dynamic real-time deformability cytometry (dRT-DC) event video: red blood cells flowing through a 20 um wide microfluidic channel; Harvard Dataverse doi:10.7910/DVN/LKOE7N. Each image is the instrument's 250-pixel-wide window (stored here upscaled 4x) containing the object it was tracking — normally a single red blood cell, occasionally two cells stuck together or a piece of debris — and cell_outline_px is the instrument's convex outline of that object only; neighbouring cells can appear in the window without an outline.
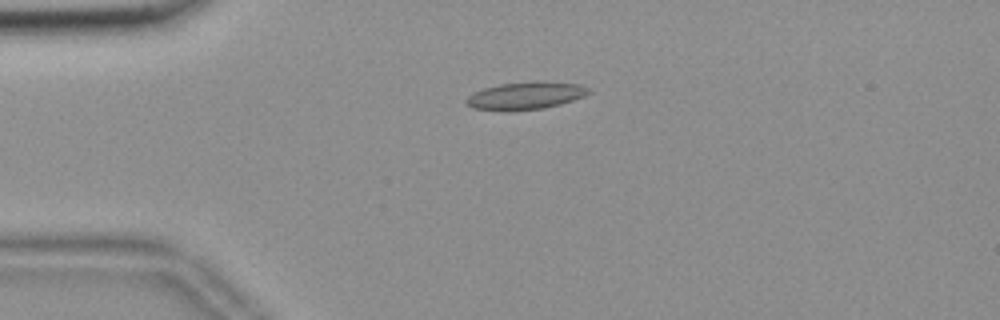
{"species": "common noctule bat (a hibernating species)", "species_latin": "Nyctalus noctula", "temperature_condition": "room temperature", "stored_images_in_passage": 43, "camera_frame_rate_fps": 3000, "um_per_image_px": 0.085, "animal": {"sex": "female", "body_mass_g": 18.4}, "frame": {"image": 1, "passage_image": 1, "time_ms": 0.0, "image_size_px": [1000, 320], "cell_outline_px": [[592, 92], [584, 96], [560, 104], [544, 108], [508, 112], [472, 108], [464, 100], [468, 96], [484, 88], [500, 84], [536, 80], [544, 80], [580, 84], [588, 88]], "centroid_in_image_um": [44.69, 8.13], "position_along_channel_um": 40.3, "area_um2": 20.0}}
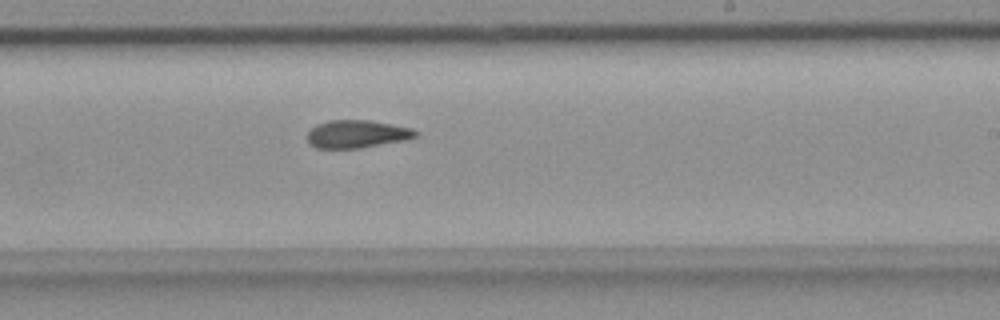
{"frame": {"image": 2, "passage_image": 21, "time_ms": 6.667, "image_size_px": [1000, 320], "cell_outline_px": [[420, 132], [416, 136], [404, 140], [360, 148], [316, 148], [308, 144], [308, 132], [316, 124], [328, 120], [372, 120], [412, 128]], "centroid_in_image_um": [30.33, 11.38], "position_along_channel_um": 258.7, "area_um2": 17.63}}
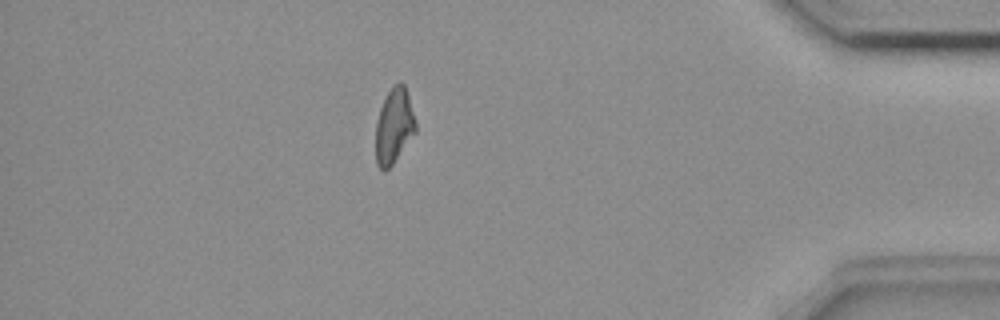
{"frame": {"image": 3, "passage_image": 36, "time_ms": 11.667, "image_size_px": [1000, 320], "cell_outline_px": [[416, 132], [392, 164], [384, 172], [376, 164], [376, 124], [380, 108], [388, 92], [400, 80], [404, 84], [408, 96], [416, 124]], "centroid_in_image_um": [33.48, 10.73], "position_along_channel_um": 401.7, "area_um2": 17.17}, "authors_computed_cell_mechanics": {"area_um2": 17.918, "velocity_mm_per_s": 3.6847, "shape_relaxation_time_tau1_ms": null, "shape_relaxation_time_tau2_ms": 6.89, "deformation_change_tau1": null, "deformation_change_tau2": 0.1533}}